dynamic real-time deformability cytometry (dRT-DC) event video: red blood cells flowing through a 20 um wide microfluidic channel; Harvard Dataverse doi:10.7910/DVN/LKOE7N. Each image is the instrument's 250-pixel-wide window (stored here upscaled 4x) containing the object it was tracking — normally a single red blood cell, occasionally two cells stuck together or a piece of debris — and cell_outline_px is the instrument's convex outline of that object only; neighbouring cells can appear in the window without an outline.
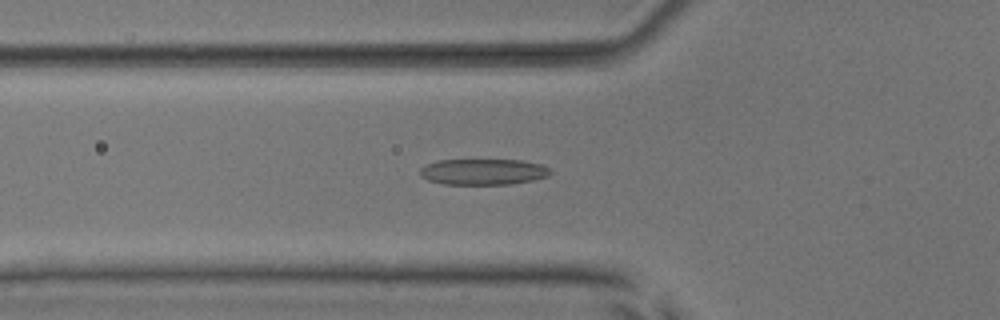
{"species": "common noctule bat (a hibernating species)", "species_latin": "Nyctalus noctula", "temperature_condition": "room temperature", "stored_images_in_passage": 40, "camera_frame_rate_fps": 3000, "um_per_image_px": 0.085, "animal": {"sex": "male", "body_mass_g": 17.9, "forearm_length_mm": 54.2}, "frame": {"image": 1, "passage_image": 5, "time_ms": 1.333, "image_size_px": [1000, 320], "cell_outline_px": [[552, 172], [548, 176], [532, 180], [512, 184], [444, 184], [428, 180], [420, 176], [420, 168], [428, 164], [440, 160], [520, 160], [540, 164], [548, 168]], "centroid_in_image_um": [41.07, 14.6], "position_along_channel_um": 84.7, "area_um2": 19.59}}
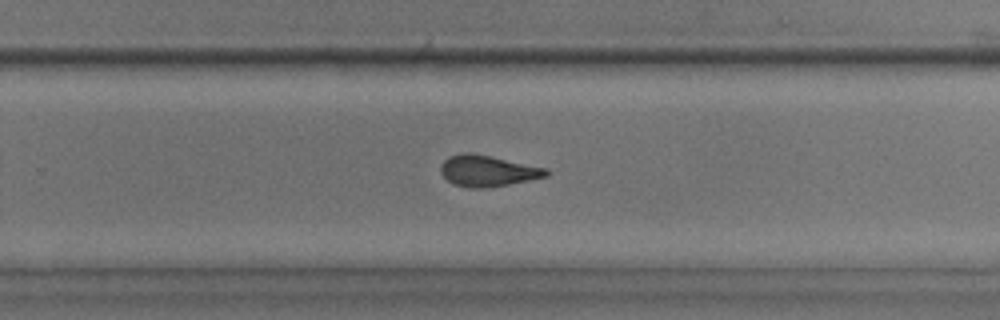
{"frame": {"image": 2, "passage_image": 21, "time_ms": 6.667, "image_size_px": [1000, 320], "cell_outline_px": [[548, 176], [488, 188], [468, 188], [452, 184], [440, 172], [440, 168], [444, 160], [448, 156], [460, 152], [472, 152], [548, 168]], "centroid_in_image_um": [41.42, 14.51], "position_along_channel_um": 288.4, "area_um2": 19.31}}
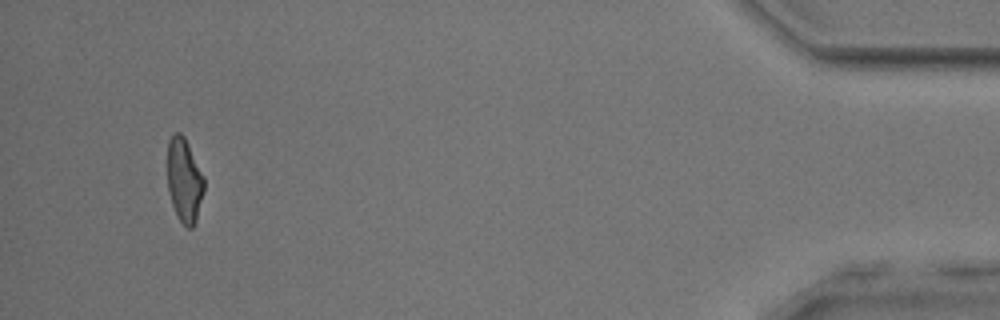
{"frame": {"image": 3, "passage_image": 37, "time_ms": 12.0, "image_size_px": [1000, 320], "cell_outline_px": [[204, 192], [196, 220], [192, 228], [188, 228], [180, 220], [172, 204], [168, 192], [168, 140], [176, 132], [180, 132], [184, 136], [204, 176]], "centroid_in_image_um": [15.67, 15.31], "position_along_channel_um": 419.5, "area_um2": 17.8}, "authors_computed_cell_mechanics": {"area_um2": 18.9295, "velocity_mm_per_s": 3.8279, "shape_relaxation_time_tau1_ms": 4.2217, "shape_relaxation_time_tau2_ms": 1.7907, "deformation_change_tau1": 0.1651, "deformation_change_tau2": 0.107}}